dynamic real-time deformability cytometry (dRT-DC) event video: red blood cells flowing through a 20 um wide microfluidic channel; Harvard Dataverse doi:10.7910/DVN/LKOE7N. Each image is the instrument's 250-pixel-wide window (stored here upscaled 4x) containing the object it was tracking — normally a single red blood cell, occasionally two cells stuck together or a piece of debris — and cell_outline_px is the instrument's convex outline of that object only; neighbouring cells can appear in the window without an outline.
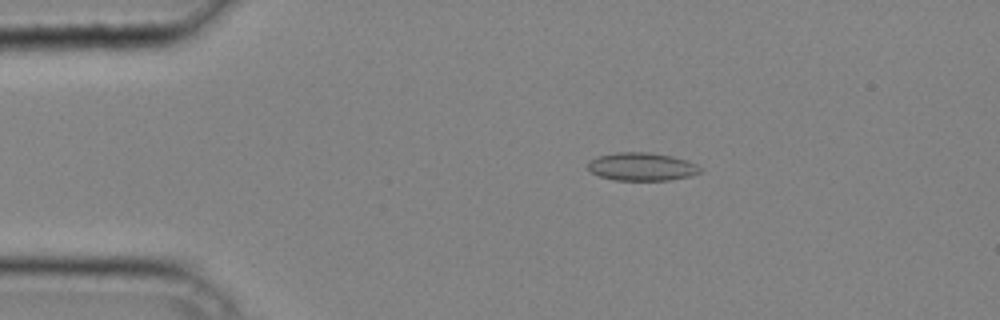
{"species": "common noctule bat (a hibernating species)", "species_latin": "Nyctalus noctula", "temperature_condition": "cold", "stored_images_in_passage": 41, "camera_frame_rate_fps": 3000, "um_per_image_px": 0.085, "animal": {"sex": "male", "body_mass_g": 20.4}, "frame": {"image": 1, "passage_image": 8, "time_ms": 2.333, "image_size_px": [1000, 320], "cell_outline_px": [[704, 168], [700, 172], [692, 176], [668, 180], [612, 180], [600, 176], [592, 172], [588, 168], [588, 160], [596, 156], [616, 152], [648, 152], [672, 156], [696, 164]], "centroid_in_image_um": [54.54, 14.16], "position_along_channel_um": 30.5, "area_um2": 18.5}}
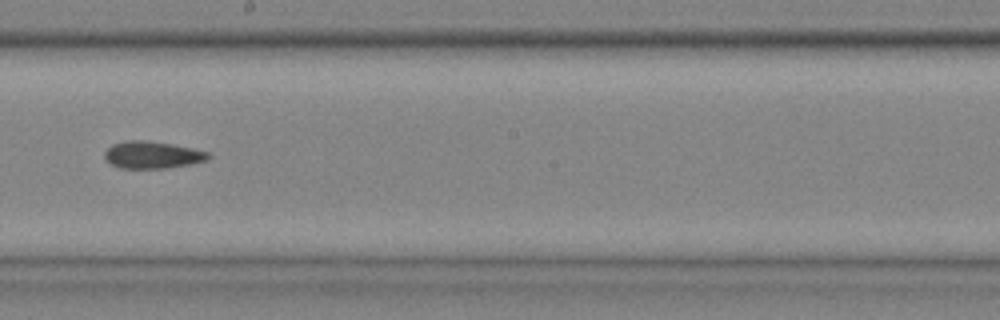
{"frame": {"image": 2, "passage_image": 24, "time_ms": 7.667, "image_size_px": [1000, 320], "cell_outline_px": [[212, 156], [208, 160], [188, 164], [164, 168], [120, 168], [112, 164], [104, 156], [104, 152], [112, 144], [128, 140], [144, 140], [172, 144], [192, 148], [208, 152]], "centroid_in_image_um": [12.95, 13.16], "position_along_channel_um": 235.2, "area_um2": 16.24}}
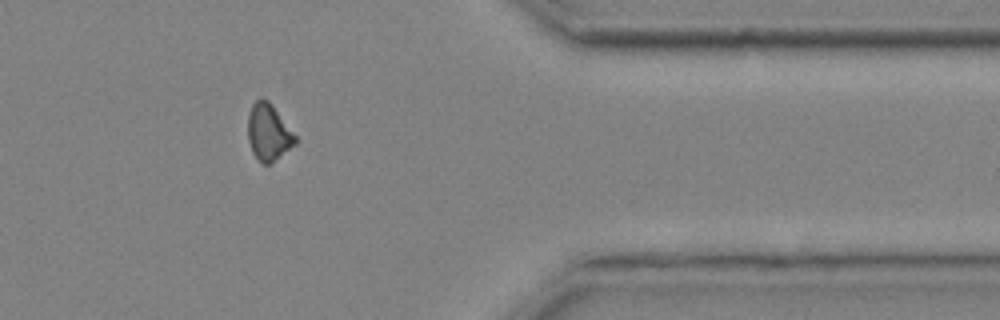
{"frame": {"image": 3, "passage_image": 35, "time_ms": 11.333, "image_size_px": [1000, 320], "cell_outline_px": [[300, 140], [296, 144], [272, 164], [264, 164], [252, 152], [248, 140], [248, 116], [252, 104], [260, 96], [268, 100], [272, 104]], "centroid_in_image_um": [22.85, 11.24], "position_along_channel_um": 388.5, "area_um2": 15.95}}